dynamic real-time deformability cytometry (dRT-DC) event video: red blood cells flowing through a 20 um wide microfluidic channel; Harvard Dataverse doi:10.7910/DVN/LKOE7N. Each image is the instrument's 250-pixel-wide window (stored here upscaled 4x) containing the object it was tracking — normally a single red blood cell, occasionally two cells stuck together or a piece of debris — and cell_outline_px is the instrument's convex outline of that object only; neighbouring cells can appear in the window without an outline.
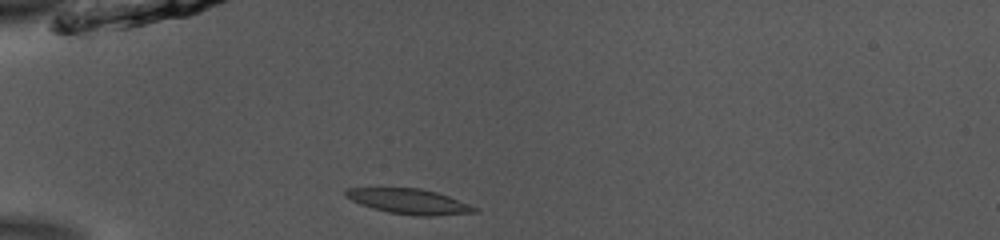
{"species": "common noctule bat (a hibernating species)", "species_latin": "Nyctalus noctula", "temperature_condition": "room temperature", "stored_images_in_passage": 22, "camera_frame_rate_fps": 3000, "um_per_image_px": 0.085, "animal": {"sex": "male", "body_mass_g": 13.0, "forearm_length_mm": 53.1}, "frame": {"image": 1, "passage_image": 1, "time_ms": 0.0, "image_size_px": [1000, 240], "cell_outline_px": [[480, 212], [432, 216], [416, 216], [388, 212], [372, 208], [360, 204], [344, 196], [344, 188], [420, 188], [436, 192], [448, 196], [480, 208]], "centroid_in_image_um": [34.79, 17.12], "position_along_channel_um": 50.2, "area_um2": 19.02}}
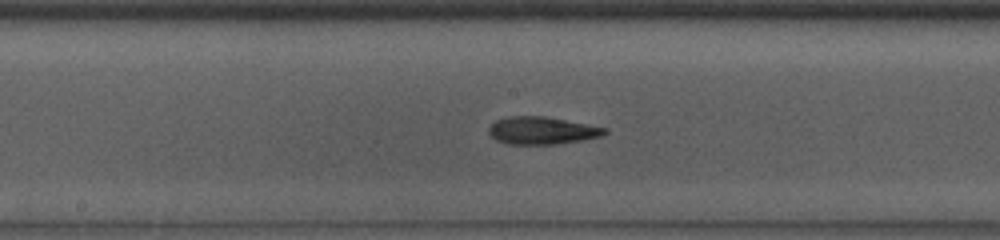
{"frame": {"image": 2, "passage_image": 14, "time_ms": 4.333, "image_size_px": [1000, 240], "cell_outline_px": [[608, 132], [600, 136], [580, 140], [556, 144], [508, 144], [496, 140], [488, 132], [488, 128], [496, 120], [508, 116], [544, 116], [608, 128]], "centroid_in_image_um": [46.04, 11.09], "position_along_channel_um": 202.2, "area_um2": 18.44}}
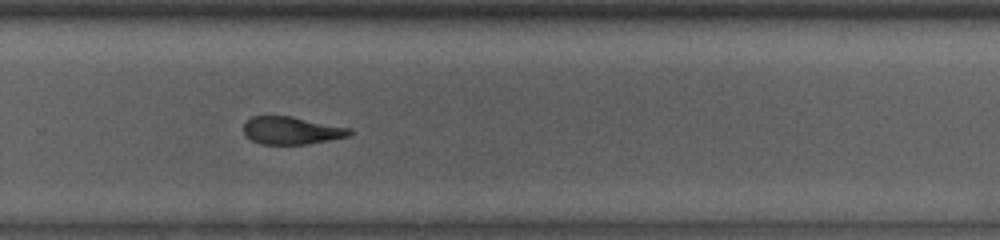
{"frame": {"image": 3, "passage_image": 22, "time_ms": 7.0, "image_size_px": [1000, 240], "cell_outline_px": [[352, 132], [348, 136], [328, 140], [304, 144], [260, 144], [252, 140], [244, 132], [244, 124], [252, 116], [292, 116], [352, 128]], "centroid_in_image_um": [24.8, 11.08], "position_along_channel_um": 305.0, "area_um2": 16.94}}